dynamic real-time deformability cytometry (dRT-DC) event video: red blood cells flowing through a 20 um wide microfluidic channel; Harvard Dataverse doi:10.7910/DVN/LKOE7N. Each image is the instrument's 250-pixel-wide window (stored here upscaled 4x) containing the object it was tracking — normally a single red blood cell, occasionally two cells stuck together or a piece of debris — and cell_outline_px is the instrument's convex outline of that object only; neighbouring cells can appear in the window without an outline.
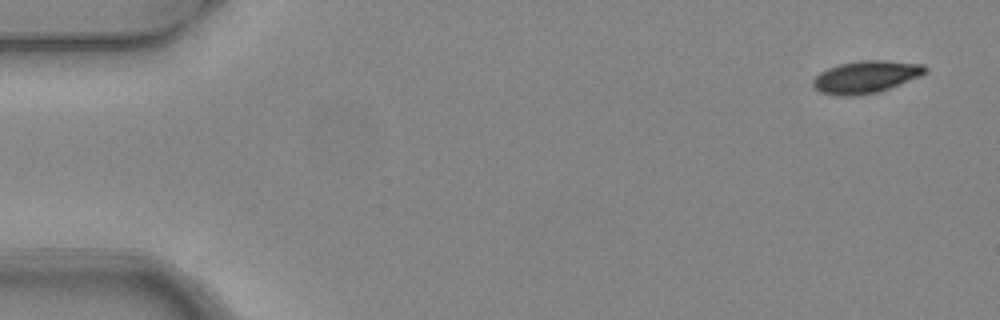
{"species": "common noctule bat (a hibernating species)", "species_latin": "Nyctalus noctula", "temperature_condition": "warm", "stored_images_in_passage": 4, "camera_frame_rate_fps": 3000, "um_per_image_px": 0.085, "animal": {"sex": "female", "body_mass_g": 24.6, "forearm_length_mm": 56.2}, "frame": {"image": 1, "passage_image": 1, "time_ms": 0.0, "image_size_px": [1000, 320], "cell_outline_px": [[928, 72], [920, 76], [880, 92], [856, 96], [836, 96], [820, 92], [812, 84], [812, 80], [820, 72], [828, 68], [840, 64], [860, 60], [884, 60], [924, 64], [928, 68]], "centroid_in_image_um": [73.62, 6.54], "position_along_channel_um": 11.4, "area_um2": 21.33}}
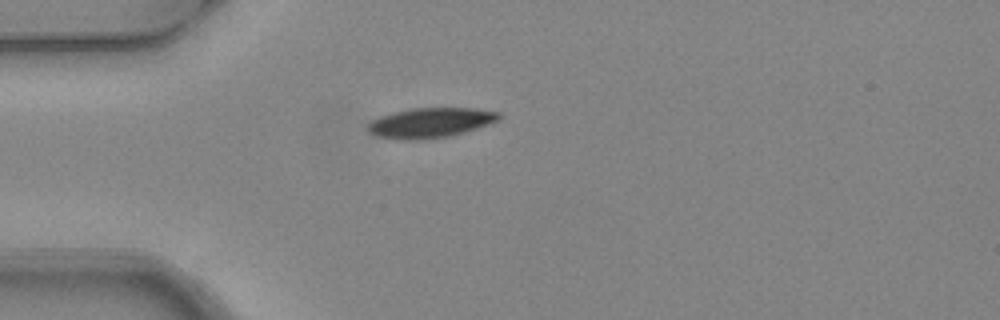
{"frame": {"image": 2, "passage_image": 4, "time_ms": 1.0, "image_size_px": [1000, 320], "cell_outline_px": [[500, 120], [452, 136], [424, 140], [396, 140], [376, 136], [368, 132], [368, 124], [372, 120], [380, 116], [392, 112], [408, 108], [476, 108], [500, 112]], "centroid_in_image_um": [36.56, 10.44], "position_along_channel_um": 48.4, "area_um2": 23.24}}